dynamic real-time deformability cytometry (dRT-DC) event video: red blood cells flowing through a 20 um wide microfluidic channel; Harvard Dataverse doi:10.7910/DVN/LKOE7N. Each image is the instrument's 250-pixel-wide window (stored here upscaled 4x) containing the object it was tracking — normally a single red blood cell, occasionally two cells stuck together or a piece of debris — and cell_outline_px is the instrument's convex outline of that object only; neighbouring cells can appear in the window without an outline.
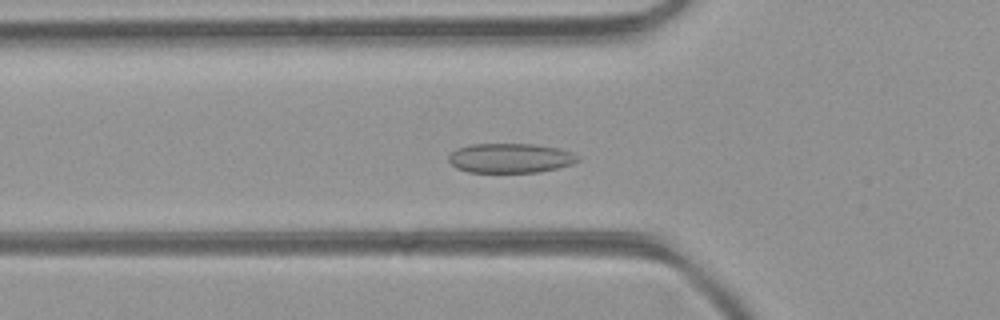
{"species": "common noctule bat (a hibernating species)", "species_latin": "Nyctalus noctula", "temperature_condition": "room temperature", "stored_images_in_passage": 48, "camera_frame_rate_fps": 3000, "um_per_image_px": 0.085, "animal": {"sex": "female", "body_mass_g": 21.9}, "frame": {"image": 1, "passage_image": 17, "time_ms": 5.333, "image_size_px": [1000, 320], "cell_outline_px": [[580, 160], [572, 164], [556, 168], [536, 172], [468, 172], [456, 168], [448, 160], [448, 156], [456, 148], [468, 144], [532, 144], [560, 148], [572, 152], [580, 156]], "centroid_in_image_um": [43.37, 13.43], "position_along_channel_um": 82.4, "area_um2": 22.37}}
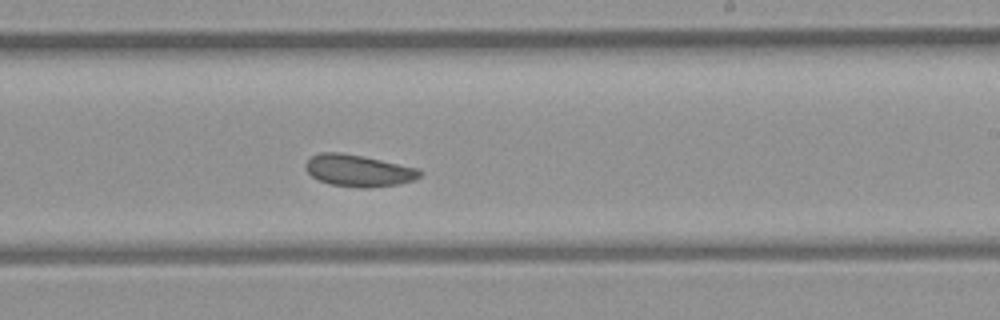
{"frame": {"image": 2, "passage_image": 29, "time_ms": 9.333, "image_size_px": [1000, 320], "cell_outline_px": [[424, 172], [416, 180], [400, 184], [368, 188], [360, 188], [328, 184], [312, 176], [304, 168], [304, 164], [312, 156], [320, 152], [340, 152], [364, 156], [420, 168]], "centroid_in_image_um": [30.52, 14.5], "position_along_channel_um": 258.5, "area_um2": 21.56}}
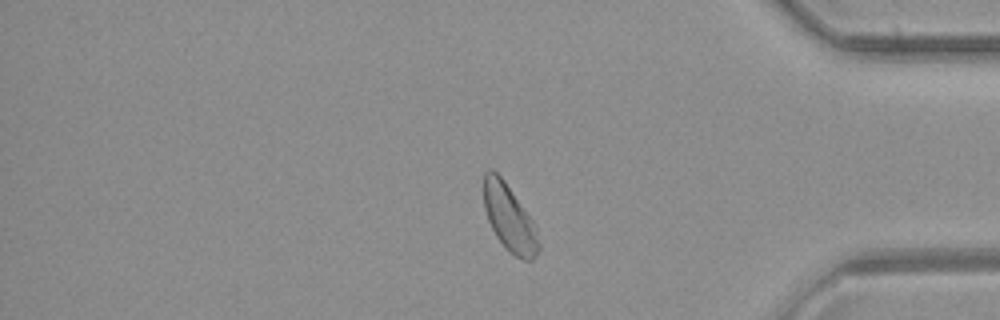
{"frame": {"image": 3, "passage_image": 40, "time_ms": 13.0, "image_size_px": [1000, 320], "cell_outline_px": [[540, 248], [536, 256], [532, 260], [524, 260], [516, 256], [496, 236], [488, 220], [484, 208], [484, 172], [488, 168], [492, 168], [504, 180], [532, 220], [536, 228], [540, 244]], "centroid_in_image_um": [43.29, 18.51], "position_along_channel_um": 391.9, "area_um2": 20.98}, "authors_computed_cell_mechanics": {"area_um2": 21.964, "velocity_mm_per_s": 4.3953, "shape_relaxation_time_tau1_ms": 3.3852, "shape_relaxation_time_tau2_ms": null, "deformation_change_tau1": 0.0623, "deformation_change_tau2": null}}